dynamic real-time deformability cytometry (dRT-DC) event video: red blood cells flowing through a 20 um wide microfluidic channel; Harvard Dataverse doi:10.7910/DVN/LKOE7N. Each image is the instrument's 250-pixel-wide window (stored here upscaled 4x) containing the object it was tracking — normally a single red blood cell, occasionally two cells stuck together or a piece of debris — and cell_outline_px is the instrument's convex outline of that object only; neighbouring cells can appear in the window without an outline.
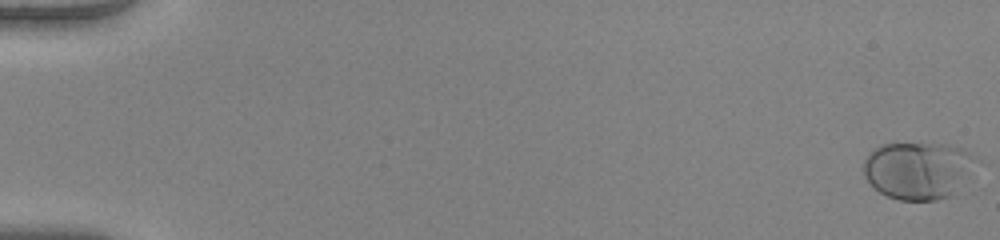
{"species": "human", "species_latin": "Homo sapiens", "temperature_condition": "warm", "stored_images_in_passage": 52, "camera_frame_rate_fps": 3000, "um_per_image_px": 0.085, "donor": {"sex": "female"}, "frame": {"image": 1, "passage_image": 1, "time_ms": 0.0, "image_size_px": [1000, 240], "cell_outline_px": [[972, 156], [952, 196], [936, 200], [900, 200], [888, 196], [872, 188], [864, 176], [864, 160], [880, 144], [948, 144], [960, 148], [968, 152]], "centroid_in_image_um": [77.87, 14.49], "position_along_channel_um": 7.1, "area_um2": 36.13}}
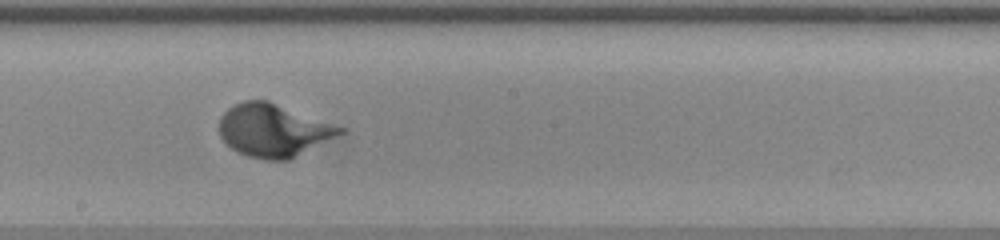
{"frame": {"image": 2, "passage_image": 31, "time_ms": 10.0, "image_size_px": [1000, 240], "cell_outline_px": [[344, 132], [288, 160], [264, 160], [248, 156], [236, 152], [220, 136], [220, 116], [228, 108], [244, 100], [268, 100], [344, 128]], "centroid_in_image_um": [23.19, 11.08], "position_along_channel_um": 225.0, "area_um2": 36.65}}
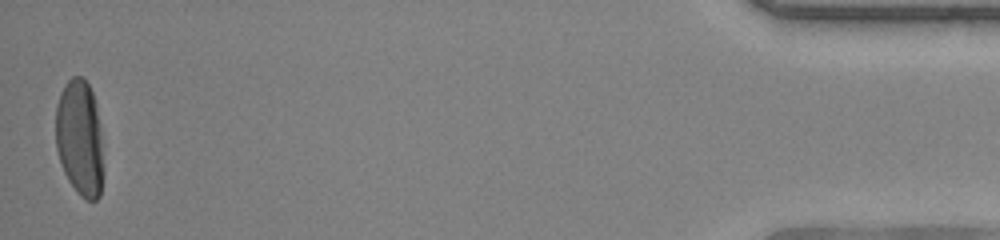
{"frame": {"image": 3, "passage_image": 52, "time_ms": 17.0, "image_size_px": [1000, 240], "cell_outline_px": [[104, 172], [100, 196], [96, 200], [84, 200], [76, 192], [68, 180], [64, 172], [56, 148], [56, 104], [60, 92], [64, 84], [72, 76], [80, 76], [88, 84], [92, 92], [96, 104], [100, 128]], "centroid_in_image_um": [6.78, 11.77], "position_along_channel_um": 428.4, "area_um2": 32.71}}